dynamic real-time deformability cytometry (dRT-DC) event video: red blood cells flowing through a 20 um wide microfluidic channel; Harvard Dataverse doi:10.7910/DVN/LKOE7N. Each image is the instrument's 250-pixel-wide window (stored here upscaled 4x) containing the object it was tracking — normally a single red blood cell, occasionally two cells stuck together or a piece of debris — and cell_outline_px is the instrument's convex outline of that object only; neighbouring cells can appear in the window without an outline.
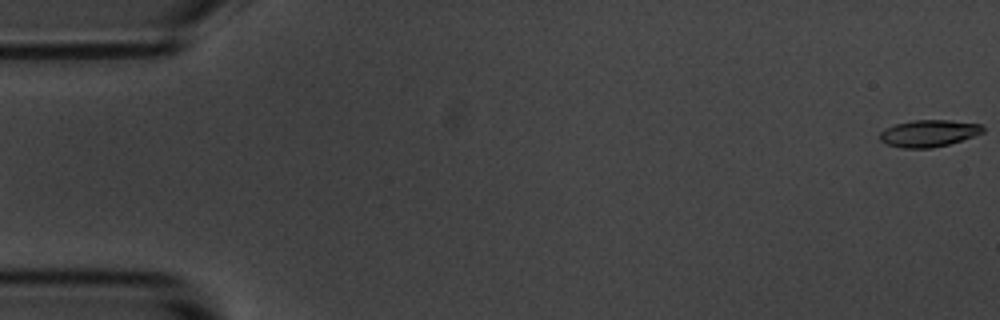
{"species": "common noctule bat (a hibernating species)", "species_latin": "Nyctalus noctula", "temperature_condition": "room temperature", "stored_images_in_passage": 55, "camera_frame_rate_fps": 3000, "um_per_image_px": 0.085, "animal": {"sex": "male", "body_mass_g": 20.1, "forearm_length_mm": 53.5}, "frame": {"image": 1, "passage_image": 1, "time_ms": 0.0, "image_size_px": [1000, 320], "cell_outline_px": [[984, 132], [948, 144], [932, 148], [904, 148], [888, 144], [880, 140], [880, 132], [884, 128], [896, 124], [912, 120], [948, 120], [980, 124], [984, 128]], "centroid_in_image_um": [78.92, 11.32], "position_along_channel_um": 6.1, "area_um2": 15.95}}
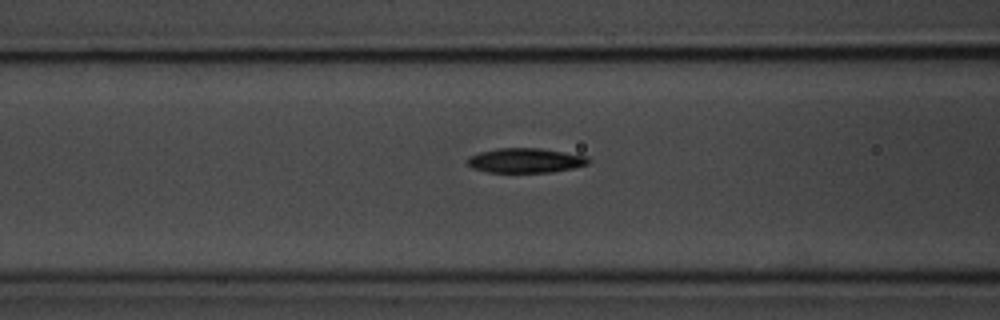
{"frame": {"image": 2, "passage_image": 22, "time_ms": 7.0, "image_size_px": [1000, 320], "cell_outline_px": [[588, 164], [572, 168], [552, 172], [488, 172], [472, 168], [468, 164], [468, 156], [480, 152], [496, 148], [540, 148], [588, 156]], "centroid_in_image_um": [44.64, 13.63], "position_along_channel_um": 122.0, "area_um2": 17.28}}
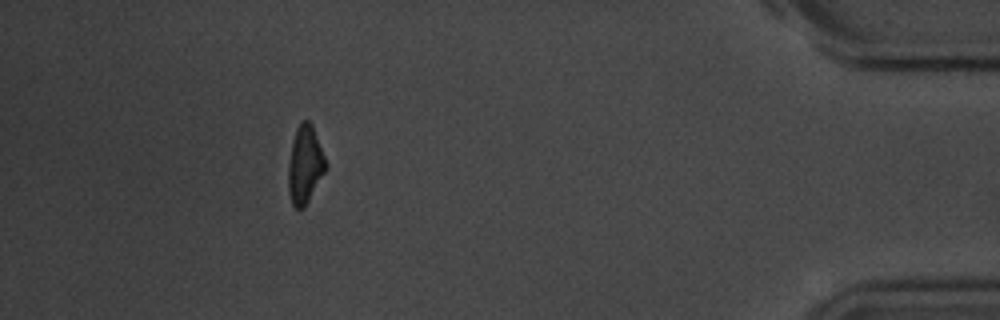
{"frame": {"image": 3, "passage_image": 50, "time_ms": 16.333, "image_size_px": [1000, 320], "cell_outline_px": [[328, 168], [304, 208], [296, 208], [292, 204], [288, 192], [288, 164], [292, 144], [296, 128], [304, 120], [308, 120], [312, 124], [328, 164]], "centroid_in_image_um": [25.94, 14.02], "position_along_channel_um": 409.3, "area_um2": 17.11}, "authors_computed_cell_mechanics": {"area_um2": 17.3978, "velocity_mm_per_s": 3.6886, "shape_relaxation_time_tau1_ms": 2.9182, "shape_relaxation_time_tau2_ms": null, "deformation_change_tau1": 0.1378, "deformation_change_tau2": null}}